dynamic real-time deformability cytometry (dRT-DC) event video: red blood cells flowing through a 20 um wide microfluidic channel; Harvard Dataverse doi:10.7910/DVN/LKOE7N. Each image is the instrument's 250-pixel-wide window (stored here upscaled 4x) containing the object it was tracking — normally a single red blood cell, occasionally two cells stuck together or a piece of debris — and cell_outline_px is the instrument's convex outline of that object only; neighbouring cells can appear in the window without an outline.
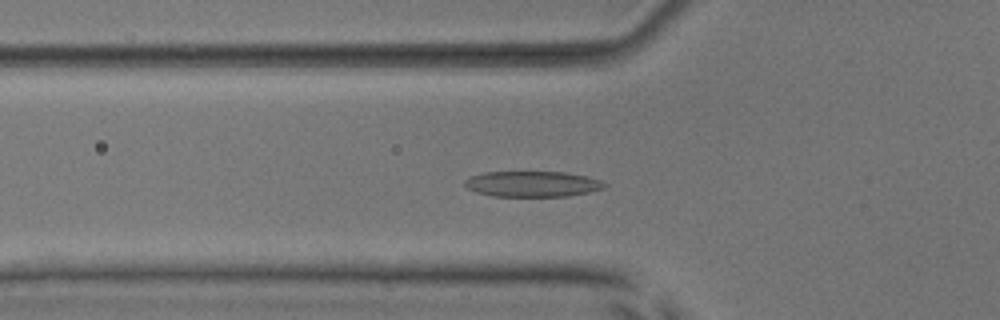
{"species": "common noctule bat (a hibernating species)", "species_latin": "Nyctalus noctula", "temperature_condition": "room temperature", "stored_images_in_passage": 53, "camera_frame_rate_fps": 3000, "um_per_image_px": 0.085, "animal": {"sex": "male", "body_mass_g": 17.9, "forearm_length_mm": 54.2}, "frame": {"image": 1, "passage_image": 19, "time_ms": 6.0, "image_size_px": [1000, 320], "cell_outline_px": [[608, 184], [604, 188], [588, 192], [568, 196], [492, 196], [476, 192], [468, 188], [464, 184], [464, 180], [472, 176], [484, 172], [564, 172], [588, 176], [600, 180]], "centroid_in_image_um": [45.27, 15.63], "position_along_channel_um": 80.5, "area_um2": 20.87}}
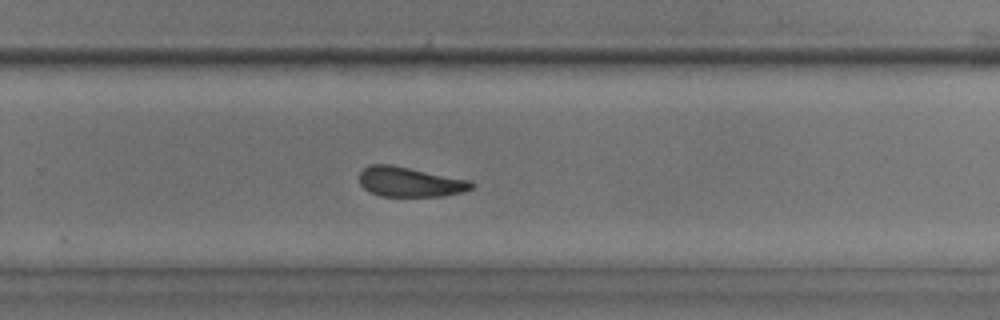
{"frame": {"image": 2, "passage_image": 36, "time_ms": 11.667, "image_size_px": [1000, 320], "cell_outline_px": [[476, 184], [472, 188], [464, 192], [444, 196], [380, 196], [368, 192], [360, 184], [360, 172], [364, 168], [372, 164], [392, 164], [472, 180]], "centroid_in_image_um": [34.88, 15.46], "position_along_channel_um": 294.9, "area_um2": 19.83}}
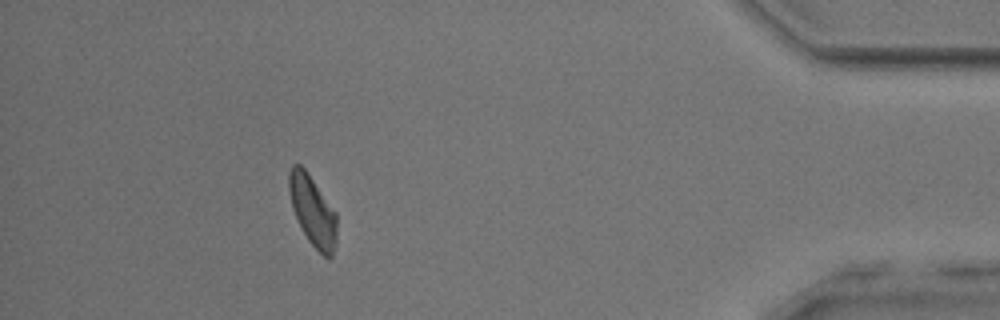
{"frame": {"image": 3, "passage_image": 49, "time_ms": 16.0, "image_size_px": [1000, 320], "cell_outline_px": [[336, 244], [332, 256], [328, 260], [308, 240], [292, 208], [288, 188], [288, 172], [292, 164], [300, 164], [304, 168], [336, 212]], "centroid_in_image_um": [26.57, 17.91], "position_along_channel_um": 408.6, "area_um2": 19.36}, "authors_computed_cell_mechanics": {"area_um2": 20.3456, "velocity_mm_per_s": 3.7932, "shape_relaxation_time_tau1_ms": 5.6952, "shape_relaxation_time_tau2_ms": 2.0537, "deformation_change_tau1": 0.1656, "deformation_change_tau2": 0.1018}}